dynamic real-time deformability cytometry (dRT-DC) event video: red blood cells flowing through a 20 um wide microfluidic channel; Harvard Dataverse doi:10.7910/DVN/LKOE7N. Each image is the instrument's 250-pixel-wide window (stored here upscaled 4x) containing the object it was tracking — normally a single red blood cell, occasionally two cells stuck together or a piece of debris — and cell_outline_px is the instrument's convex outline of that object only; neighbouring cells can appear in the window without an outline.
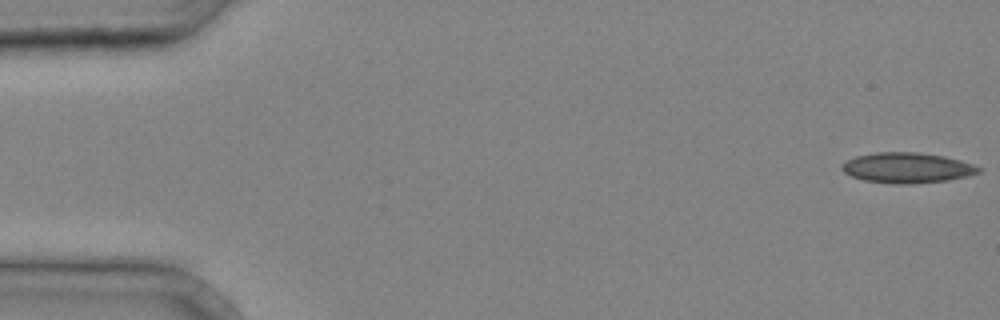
{"species": "common noctule bat (a hibernating species)", "species_latin": "Nyctalus noctula", "temperature_condition": "cold", "stored_images_in_passage": 4, "segment_of_instrument_passage": [1, 2], "camera_frame_rate_fps": 3000, "um_per_image_px": 0.085, "animal": {"sex": "male", "body_mass_g": 20.4}, "frame": {"image": 1, "passage_image": 1, "time_ms": 0.0, "image_size_px": [1000, 320], "cell_outline_px": [[980, 172], [948, 180], [912, 184], [892, 184], [864, 180], [852, 176], [844, 172], [840, 168], [840, 164], [856, 156], [876, 152], [916, 152], [944, 156], [960, 160], [972, 164], [980, 168]], "centroid_in_image_um": [77.06, 14.26], "position_along_channel_um": 7.9, "area_um2": 24.1}}